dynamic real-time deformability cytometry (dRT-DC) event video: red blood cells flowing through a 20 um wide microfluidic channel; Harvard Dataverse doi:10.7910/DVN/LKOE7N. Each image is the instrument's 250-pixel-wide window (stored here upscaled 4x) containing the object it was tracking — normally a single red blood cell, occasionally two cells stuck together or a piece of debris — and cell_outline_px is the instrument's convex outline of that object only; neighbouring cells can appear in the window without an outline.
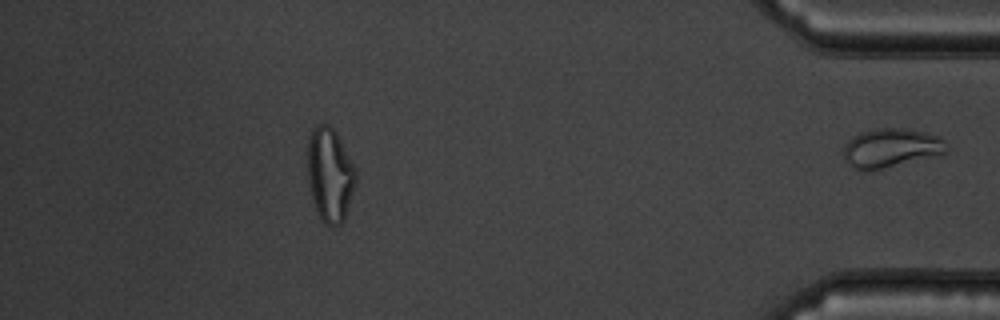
{"species": "common noctule bat (a hibernating species)", "species_latin": "Nyctalus noctula", "temperature_condition": "warm", "stored_images_in_passage": 39, "segment_of_instrument_passage": [2, 2], "camera_frame_rate_fps": 3000, "um_per_image_px": 0.085, "animal": {"sex": "male", "body_mass_g": 19.5, "forearm_length_mm": 54.6}, "frame": {"image": 1, "passage_image": 39, "time_ms": 12.667, "image_size_px": [1000, 320], "cell_outline_px": [[948, 152], [868, 172], [864, 172], [848, 164], [844, 160], [844, 144], [852, 136], [860, 132], [876, 128], [904, 128], [924, 132], [940, 136], [944, 140], [948, 148]], "centroid_in_image_um": [75.71, 12.57], "position_along_channel_um": 359.5, "area_um2": 23.52}}